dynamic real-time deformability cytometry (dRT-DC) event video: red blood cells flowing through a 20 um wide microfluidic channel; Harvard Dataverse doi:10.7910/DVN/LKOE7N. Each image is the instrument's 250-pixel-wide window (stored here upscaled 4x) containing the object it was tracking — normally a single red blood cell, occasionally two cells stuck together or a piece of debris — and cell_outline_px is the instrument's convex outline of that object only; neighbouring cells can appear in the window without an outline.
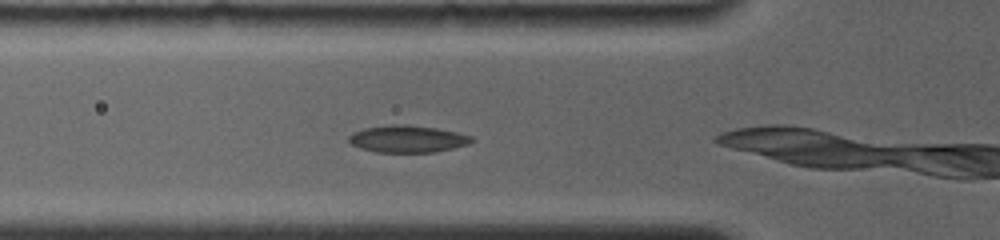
{"species": "common noctule bat (a hibernating species)", "species_latin": "Nyctalus noctula", "temperature_condition": "room temperature", "stored_images_in_passage": 4, "camera_frame_rate_fps": 4000, "um_per_image_px": 0.085, "animal": {"sex": "female", "body_mass_g": 19.0, "forearm_length_mm": 56.7}, "frame": {"image": 1, "passage_image": 2, "time_ms": 0.75, "image_size_px": [1000, 240], "cell_outline_px": [[476, 140], [468, 144], [452, 148], [432, 152], [376, 152], [360, 148], [352, 144], [348, 140], [348, 136], [352, 132], [364, 128], [388, 124], [408, 124], [436, 128], [456, 132], [472, 136]], "centroid_in_image_um": [34.62, 11.79], "position_along_channel_um": 91.2, "area_um2": 19.48}}